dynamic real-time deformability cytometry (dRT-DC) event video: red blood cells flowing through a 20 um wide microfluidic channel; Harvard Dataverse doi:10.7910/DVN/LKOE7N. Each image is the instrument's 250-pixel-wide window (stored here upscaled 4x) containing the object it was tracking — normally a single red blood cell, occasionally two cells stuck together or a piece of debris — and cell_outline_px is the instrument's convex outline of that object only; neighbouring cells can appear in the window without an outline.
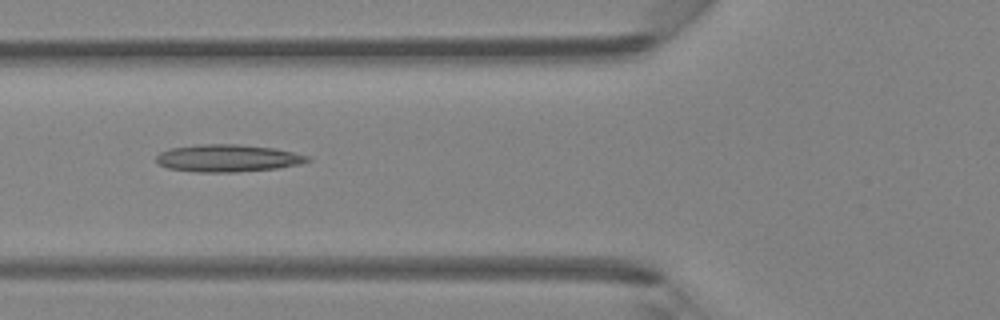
{"species": "Egyptian fruit bat (a non-hibernating species)", "species_latin": "Rousettus aegyptiacus", "temperature_condition": "room temperature", "stored_images_in_passage": 6, "camera_frame_rate_fps": 3000, "um_per_image_px": 0.085, "animal": {"sex": "female"}, "frame": {"image": 1, "passage_image": 6, "time_ms": 5.667, "image_size_px": [1000, 320], "cell_outline_px": [[312, 160], [300, 164], [280, 168], [236, 172], [196, 172], [168, 168], [160, 164], [156, 160], [156, 156], [160, 152], [168, 148], [200, 144], [240, 144], [272, 148], [312, 156]], "centroid_in_image_um": [19.38, 13.44], "position_along_channel_um": 106.4, "area_um2": 24.28}}